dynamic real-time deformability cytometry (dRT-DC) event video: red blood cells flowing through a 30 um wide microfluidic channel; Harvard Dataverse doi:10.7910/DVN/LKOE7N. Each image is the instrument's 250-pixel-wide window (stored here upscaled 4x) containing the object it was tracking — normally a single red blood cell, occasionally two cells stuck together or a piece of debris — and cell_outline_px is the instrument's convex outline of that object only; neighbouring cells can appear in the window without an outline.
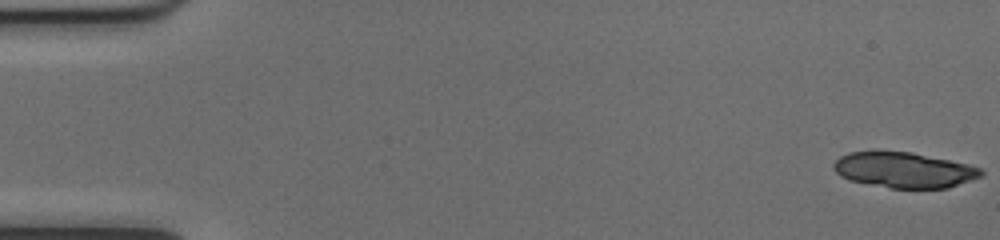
{"species": "common noctule bat (a hibernating species)", "species_latin": "Nyctalus noctula", "temperature_condition": "cold", "stored_images_in_passage": 31, "camera_frame_rate_fps": 3000, "um_per_image_px": 0.085, "animal": {"sex": "female", "body_mass_g": 17.0, "forearm_length_mm": 48.0}, "frame": {"image": 1, "passage_image": 1, "time_ms": 0.0, "image_size_px": [1000, 240], "cell_outline_px": [[984, 172], [980, 176], [948, 188], [892, 188], [848, 180], [840, 176], [832, 168], [832, 164], [840, 156], [848, 152], [912, 152], [968, 164], [980, 168]], "centroid_in_image_um": [76.81, 14.45], "position_along_channel_um": 8.2, "area_um2": 30.23}}